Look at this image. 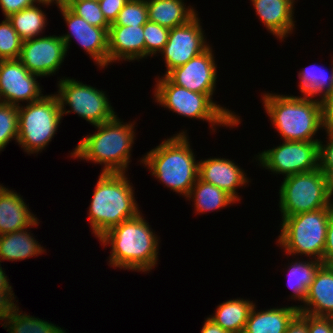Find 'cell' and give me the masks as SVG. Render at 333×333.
Masks as SVG:
<instances>
[{"label": "cell", "mask_w": 333, "mask_h": 333, "mask_svg": "<svg viewBox=\"0 0 333 333\" xmlns=\"http://www.w3.org/2000/svg\"><path fill=\"white\" fill-rule=\"evenodd\" d=\"M143 215L140 212L98 238L101 246L110 244V267L149 273L157 266L160 238Z\"/></svg>", "instance_id": "1"}, {"label": "cell", "mask_w": 333, "mask_h": 333, "mask_svg": "<svg viewBox=\"0 0 333 333\" xmlns=\"http://www.w3.org/2000/svg\"><path fill=\"white\" fill-rule=\"evenodd\" d=\"M135 123H124L116 115L107 122L95 125L97 131L83 136L70 157L102 165L103 173H126L136 140Z\"/></svg>", "instance_id": "2"}, {"label": "cell", "mask_w": 333, "mask_h": 333, "mask_svg": "<svg viewBox=\"0 0 333 333\" xmlns=\"http://www.w3.org/2000/svg\"><path fill=\"white\" fill-rule=\"evenodd\" d=\"M189 140L187 130L179 131L140 158L157 181L185 199L199 172V160L195 159Z\"/></svg>", "instance_id": "3"}, {"label": "cell", "mask_w": 333, "mask_h": 333, "mask_svg": "<svg viewBox=\"0 0 333 333\" xmlns=\"http://www.w3.org/2000/svg\"><path fill=\"white\" fill-rule=\"evenodd\" d=\"M98 177L87 213L96 238L141 212L126 173L100 172Z\"/></svg>", "instance_id": "4"}, {"label": "cell", "mask_w": 333, "mask_h": 333, "mask_svg": "<svg viewBox=\"0 0 333 333\" xmlns=\"http://www.w3.org/2000/svg\"><path fill=\"white\" fill-rule=\"evenodd\" d=\"M261 97L273 128L283 140L320 141L316 138L318 131H323L321 103L318 98L269 92L263 93V96L261 94Z\"/></svg>", "instance_id": "5"}, {"label": "cell", "mask_w": 333, "mask_h": 333, "mask_svg": "<svg viewBox=\"0 0 333 333\" xmlns=\"http://www.w3.org/2000/svg\"><path fill=\"white\" fill-rule=\"evenodd\" d=\"M154 99L157 105L180 116L209 122L211 132L218 127L234 128L241 124L240 116L222 107L207 94L197 93L173 84L165 75L155 78ZM236 114V115H235Z\"/></svg>", "instance_id": "6"}, {"label": "cell", "mask_w": 333, "mask_h": 333, "mask_svg": "<svg viewBox=\"0 0 333 333\" xmlns=\"http://www.w3.org/2000/svg\"><path fill=\"white\" fill-rule=\"evenodd\" d=\"M333 208H321L282 218L277 245L289 256L304 255L323 263L327 226Z\"/></svg>", "instance_id": "7"}, {"label": "cell", "mask_w": 333, "mask_h": 333, "mask_svg": "<svg viewBox=\"0 0 333 333\" xmlns=\"http://www.w3.org/2000/svg\"><path fill=\"white\" fill-rule=\"evenodd\" d=\"M23 105L18 106L17 143L27 154L37 155L57 133L63 118L60 103L55 94H50Z\"/></svg>", "instance_id": "8"}, {"label": "cell", "mask_w": 333, "mask_h": 333, "mask_svg": "<svg viewBox=\"0 0 333 333\" xmlns=\"http://www.w3.org/2000/svg\"><path fill=\"white\" fill-rule=\"evenodd\" d=\"M278 193L282 218L321 208H333L326 174L319 168L284 177Z\"/></svg>", "instance_id": "9"}, {"label": "cell", "mask_w": 333, "mask_h": 333, "mask_svg": "<svg viewBox=\"0 0 333 333\" xmlns=\"http://www.w3.org/2000/svg\"><path fill=\"white\" fill-rule=\"evenodd\" d=\"M57 86L55 95L60 103L62 117L74 113L95 126L113 119L117 114L106 91L65 76L58 81ZM66 106L70 107L69 110Z\"/></svg>", "instance_id": "10"}, {"label": "cell", "mask_w": 333, "mask_h": 333, "mask_svg": "<svg viewBox=\"0 0 333 333\" xmlns=\"http://www.w3.org/2000/svg\"><path fill=\"white\" fill-rule=\"evenodd\" d=\"M319 141H286L256 154L257 165L284 177L319 168ZM258 158V159H257Z\"/></svg>", "instance_id": "11"}, {"label": "cell", "mask_w": 333, "mask_h": 333, "mask_svg": "<svg viewBox=\"0 0 333 333\" xmlns=\"http://www.w3.org/2000/svg\"><path fill=\"white\" fill-rule=\"evenodd\" d=\"M201 24L197 14L186 24L170 29L168 41L160 52L166 66L164 75L175 67L186 64L210 46Z\"/></svg>", "instance_id": "12"}, {"label": "cell", "mask_w": 333, "mask_h": 333, "mask_svg": "<svg viewBox=\"0 0 333 333\" xmlns=\"http://www.w3.org/2000/svg\"><path fill=\"white\" fill-rule=\"evenodd\" d=\"M65 24L69 28L67 34L60 37L65 43L66 51L71 45V40L75 39L77 44L100 68L108 66V31L90 25L82 17L76 15L67 5L59 9Z\"/></svg>", "instance_id": "13"}, {"label": "cell", "mask_w": 333, "mask_h": 333, "mask_svg": "<svg viewBox=\"0 0 333 333\" xmlns=\"http://www.w3.org/2000/svg\"><path fill=\"white\" fill-rule=\"evenodd\" d=\"M39 77L30 73L19 59L0 60V102L21 106L23 102L40 100L44 89Z\"/></svg>", "instance_id": "14"}, {"label": "cell", "mask_w": 333, "mask_h": 333, "mask_svg": "<svg viewBox=\"0 0 333 333\" xmlns=\"http://www.w3.org/2000/svg\"><path fill=\"white\" fill-rule=\"evenodd\" d=\"M67 51L60 35H44L23 41L19 60L30 72L40 77L55 75Z\"/></svg>", "instance_id": "15"}, {"label": "cell", "mask_w": 333, "mask_h": 333, "mask_svg": "<svg viewBox=\"0 0 333 333\" xmlns=\"http://www.w3.org/2000/svg\"><path fill=\"white\" fill-rule=\"evenodd\" d=\"M210 45L186 64L175 67L165 76L175 85L187 90L207 94L212 100L216 90L217 64Z\"/></svg>", "instance_id": "16"}, {"label": "cell", "mask_w": 333, "mask_h": 333, "mask_svg": "<svg viewBox=\"0 0 333 333\" xmlns=\"http://www.w3.org/2000/svg\"><path fill=\"white\" fill-rule=\"evenodd\" d=\"M235 163L234 160L223 157L200 159L198 178L221 188L239 203L242 199L237 189L246 187L251 179L247 177L244 169Z\"/></svg>", "instance_id": "17"}, {"label": "cell", "mask_w": 333, "mask_h": 333, "mask_svg": "<svg viewBox=\"0 0 333 333\" xmlns=\"http://www.w3.org/2000/svg\"><path fill=\"white\" fill-rule=\"evenodd\" d=\"M143 58H145L143 26L110 25L108 65L119 61H140Z\"/></svg>", "instance_id": "18"}, {"label": "cell", "mask_w": 333, "mask_h": 333, "mask_svg": "<svg viewBox=\"0 0 333 333\" xmlns=\"http://www.w3.org/2000/svg\"><path fill=\"white\" fill-rule=\"evenodd\" d=\"M295 2L296 0H251L255 14L266 30L281 42L294 32Z\"/></svg>", "instance_id": "19"}, {"label": "cell", "mask_w": 333, "mask_h": 333, "mask_svg": "<svg viewBox=\"0 0 333 333\" xmlns=\"http://www.w3.org/2000/svg\"><path fill=\"white\" fill-rule=\"evenodd\" d=\"M299 312L333 317V266L322 264L315 273Z\"/></svg>", "instance_id": "20"}, {"label": "cell", "mask_w": 333, "mask_h": 333, "mask_svg": "<svg viewBox=\"0 0 333 333\" xmlns=\"http://www.w3.org/2000/svg\"><path fill=\"white\" fill-rule=\"evenodd\" d=\"M23 197L3 186L0 189V235L31 227L38 218Z\"/></svg>", "instance_id": "21"}, {"label": "cell", "mask_w": 333, "mask_h": 333, "mask_svg": "<svg viewBox=\"0 0 333 333\" xmlns=\"http://www.w3.org/2000/svg\"><path fill=\"white\" fill-rule=\"evenodd\" d=\"M298 313L297 305L258 310L255 303L243 333H285Z\"/></svg>", "instance_id": "22"}, {"label": "cell", "mask_w": 333, "mask_h": 333, "mask_svg": "<svg viewBox=\"0 0 333 333\" xmlns=\"http://www.w3.org/2000/svg\"><path fill=\"white\" fill-rule=\"evenodd\" d=\"M39 223L38 219L29 228L0 235V262H4V260L17 262V260L21 261L42 255L46 249L33 237L31 230H28L34 226H39Z\"/></svg>", "instance_id": "23"}, {"label": "cell", "mask_w": 333, "mask_h": 333, "mask_svg": "<svg viewBox=\"0 0 333 333\" xmlns=\"http://www.w3.org/2000/svg\"><path fill=\"white\" fill-rule=\"evenodd\" d=\"M148 19L168 29L186 24L197 14L184 0H146Z\"/></svg>", "instance_id": "24"}, {"label": "cell", "mask_w": 333, "mask_h": 333, "mask_svg": "<svg viewBox=\"0 0 333 333\" xmlns=\"http://www.w3.org/2000/svg\"><path fill=\"white\" fill-rule=\"evenodd\" d=\"M254 304L250 299H230L220 303L209 318L229 333H243Z\"/></svg>", "instance_id": "25"}, {"label": "cell", "mask_w": 333, "mask_h": 333, "mask_svg": "<svg viewBox=\"0 0 333 333\" xmlns=\"http://www.w3.org/2000/svg\"><path fill=\"white\" fill-rule=\"evenodd\" d=\"M186 200H193L196 214L214 212L237 203L229 194L213 184L197 179Z\"/></svg>", "instance_id": "26"}, {"label": "cell", "mask_w": 333, "mask_h": 333, "mask_svg": "<svg viewBox=\"0 0 333 333\" xmlns=\"http://www.w3.org/2000/svg\"><path fill=\"white\" fill-rule=\"evenodd\" d=\"M333 58V57H332ZM331 69V70H330ZM329 70L325 66L315 64L306 66L298 72L300 80L298 87L301 95L319 97L320 100L327 93L333 91V59Z\"/></svg>", "instance_id": "27"}, {"label": "cell", "mask_w": 333, "mask_h": 333, "mask_svg": "<svg viewBox=\"0 0 333 333\" xmlns=\"http://www.w3.org/2000/svg\"><path fill=\"white\" fill-rule=\"evenodd\" d=\"M295 259L296 260L287 265L288 267L286 270H289L287 273V284L290 290H292L290 298L294 301L297 300L303 303L315 273L323 263L312 258H307V261L303 258V261H301V259L299 260V257H295Z\"/></svg>", "instance_id": "28"}, {"label": "cell", "mask_w": 333, "mask_h": 333, "mask_svg": "<svg viewBox=\"0 0 333 333\" xmlns=\"http://www.w3.org/2000/svg\"><path fill=\"white\" fill-rule=\"evenodd\" d=\"M46 15L39 5H33L11 14L8 20L19 37L25 41L40 37L41 33L44 34L48 24Z\"/></svg>", "instance_id": "29"}, {"label": "cell", "mask_w": 333, "mask_h": 333, "mask_svg": "<svg viewBox=\"0 0 333 333\" xmlns=\"http://www.w3.org/2000/svg\"><path fill=\"white\" fill-rule=\"evenodd\" d=\"M16 306L7 320L0 325L7 328L8 333H64L66 330L56 324L30 316Z\"/></svg>", "instance_id": "30"}, {"label": "cell", "mask_w": 333, "mask_h": 333, "mask_svg": "<svg viewBox=\"0 0 333 333\" xmlns=\"http://www.w3.org/2000/svg\"><path fill=\"white\" fill-rule=\"evenodd\" d=\"M18 106L0 102V152L10 141L18 139Z\"/></svg>", "instance_id": "31"}, {"label": "cell", "mask_w": 333, "mask_h": 333, "mask_svg": "<svg viewBox=\"0 0 333 333\" xmlns=\"http://www.w3.org/2000/svg\"><path fill=\"white\" fill-rule=\"evenodd\" d=\"M23 40L13 29L8 18L0 23V60L18 59Z\"/></svg>", "instance_id": "32"}, {"label": "cell", "mask_w": 333, "mask_h": 333, "mask_svg": "<svg viewBox=\"0 0 333 333\" xmlns=\"http://www.w3.org/2000/svg\"><path fill=\"white\" fill-rule=\"evenodd\" d=\"M67 6L90 25L105 28L109 31L110 24L104 17L99 2L90 0H68Z\"/></svg>", "instance_id": "33"}, {"label": "cell", "mask_w": 333, "mask_h": 333, "mask_svg": "<svg viewBox=\"0 0 333 333\" xmlns=\"http://www.w3.org/2000/svg\"><path fill=\"white\" fill-rule=\"evenodd\" d=\"M148 20L146 0H129L111 25L144 26Z\"/></svg>", "instance_id": "34"}, {"label": "cell", "mask_w": 333, "mask_h": 333, "mask_svg": "<svg viewBox=\"0 0 333 333\" xmlns=\"http://www.w3.org/2000/svg\"><path fill=\"white\" fill-rule=\"evenodd\" d=\"M169 32L170 29L149 20L144 24L145 58L159 55L168 41Z\"/></svg>", "instance_id": "35"}, {"label": "cell", "mask_w": 333, "mask_h": 333, "mask_svg": "<svg viewBox=\"0 0 333 333\" xmlns=\"http://www.w3.org/2000/svg\"><path fill=\"white\" fill-rule=\"evenodd\" d=\"M326 134V143L319 141V169L325 174L333 170V134Z\"/></svg>", "instance_id": "36"}, {"label": "cell", "mask_w": 333, "mask_h": 333, "mask_svg": "<svg viewBox=\"0 0 333 333\" xmlns=\"http://www.w3.org/2000/svg\"><path fill=\"white\" fill-rule=\"evenodd\" d=\"M324 132L333 134V91L320 99Z\"/></svg>", "instance_id": "37"}, {"label": "cell", "mask_w": 333, "mask_h": 333, "mask_svg": "<svg viewBox=\"0 0 333 333\" xmlns=\"http://www.w3.org/2000/svg\"><path fill=\"white\" fill-rule=\"evenodd\" d=\"M129 0H100V9L106 18L107 22L111 25L117 18L120 10L125 6Z\"/></svg>", "instance_id": "38"}, {"label": "cell", "mask_w": 333, "mask_h": 333, "mask_svg": "<svg viewBox=\"0 0 333 333\" xmlns=\"http://www.w3.org/2000/svg\"><path fill=\"white\" fill-rule=\"evenodd\" d=\"M33 5L34 0H0V8L5 18Z\"/></svg>", "instance_id": "39"}, {"label": "cell", "mask_w": 333, "mask_h": 333, "mask_svg": "<svg viewBox=\"0 0 333 333\" xmlns=\"http://www.w3.org/2000/svg\"><path fill=\"white\" fill-rule=\"evenodd\" d=\"M309 333H330V317L307 314Z\"/></svg>", "instance_id": "40"}, {"label": "cell", "mask_w": 333, "mask_h": 333, "mask_svg": "<svg viewBox=\"0 0 333 333\" xmlns=\"http://www.w3.org/2000/svg\"><path fill=\"white\" fill-rule=\"evenodd\" d=\"M14 292H0V320L5 322L18 305ZM16 303H14L15 301Z\"/></svg>", "instance_id": "41"}, {"label": "cell", "mask_w": 333, "mask_h": 333, "mask_svg": "<svg viewBox=\"0 0 333 333\" xmlns=\"http://www.w3.org/2000/svg\"><path fill=\"white\" fill-rule=\"evenodd\" d=\"M323 264L333 266V213L329 218L326 234V244L323 253Z\"/></svg>", "instance_id": "42"}, {"label": "cell", "mask_w": 333, "mask_h": 333, "mask_svg": "<svg viewBox=\"0 0 333 333\" xmlns=\"http://www.w3.org/2000/svg\"><path fill=\"white\" fill-rule=\"evenodd\" d=\"M285 333H309L307 313L299 312L290 322Z\"/></svg>", "instance_id": "43"}, {"label": "cell", "mask_w": 333, "mask_h": 333, "mask_svg": "<svg viewBox=\"0 0 333 333\" xmlns=\"http://www.w3.org/2000/svg\"><path fill=\"white\" fill-rule=\"evenodd\" d=\"M201 333H229L224 330L218 324H216L213 320L207 317L203 323Z\"/></svg>", "instance_id": "44"}, {"label": "cell", "mask_w": 333, "mask_h": 333, "mask_svg": "<svg viewBox=\"0 0 333 333\" xmlns=\"http://www.w3.org/2000/svg\"><path fill=\"white\" fill-rule=\"evenodd\" d=\"M12 286L9 284V279L5 274L4 268L0 262V292H13Z\"/></svg>", "instance_id": "45"}, {"label": "cell", "mask_w": 333, "mask_h": 333, "mask_svg": "<svg viewBox=\"0 0 333 333\" xmlns=\"http://www.w3.org/2000/svg\"><path fill=\"white\" fill-rule=\"evenodd\" d=\"M34 3L35 5H43V7L51 6L54 3L57 8L61 9L67 5L68 0H34Z\"/></svg>", "instance_id": "46"}, {"label": "cell", "mask_w": 333, "mask_h": 333, "mask_svg": "<svg viewBox=\"0 0 333 333\" xmlns=\"http://www.w3.org/2000/svg\"><path fill=\"white\" fill-rule=\"evenodd\" d=\"M326 179H327V190H328L330 199L333 202V199H332V197H333L332 196L333 195V170H331L330 172H328L326 174Z\"/></svg>", "instance_id": "47"}, {"label": "cell", "mask_w": 333, "mask_h": 333, "mask_svg": "<svg viewBox=\"0 0 333 333\" xmlns=\"http://www.w3.org/2000/svg\"><path fill=\"white\" fill-rule=\"evenodd\" d=\"M330 333H333V317H330Z\"/></svg>", "instance_id": "48"}]
</instances>
